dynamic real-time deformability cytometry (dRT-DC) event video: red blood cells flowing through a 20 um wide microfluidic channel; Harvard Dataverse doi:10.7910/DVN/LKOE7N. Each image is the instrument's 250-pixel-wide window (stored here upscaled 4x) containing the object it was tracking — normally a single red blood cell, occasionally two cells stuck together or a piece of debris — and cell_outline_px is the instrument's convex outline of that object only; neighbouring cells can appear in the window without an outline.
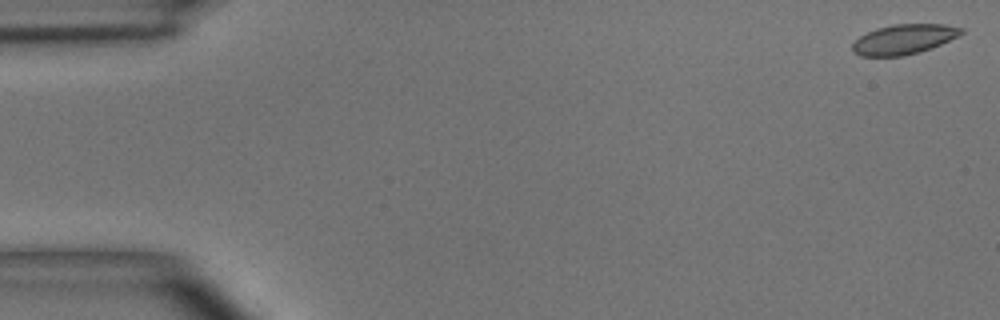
{"species": "common noctule bat (a hibernating species)", "species_latin": "Nyctalus noctula", "temperature_condition": "room temperature", "stored_images_in_passage": 4, "camera_frame_rate_fps": 3000, "um_per_image_px": 0.085, "animal": {"sex": "male", "body_mass_g": 15.6}, "frame": {"image": 1, "passage_image": 1, "time_ms": 0.0, "image_size_px": [1000, 320], "cell_outline_px": [[964, 32], [932, 48], [920, 52], [904, 56], [860, 56], [852, 52], [852, 44], [860, 36], [876, 28], [892, 24], [944, 24], [964, 28]], "centroid_in_image_um": [76.8, 3.34], "position_along_channel_um": 8.2, "area_um2": 18.96}}
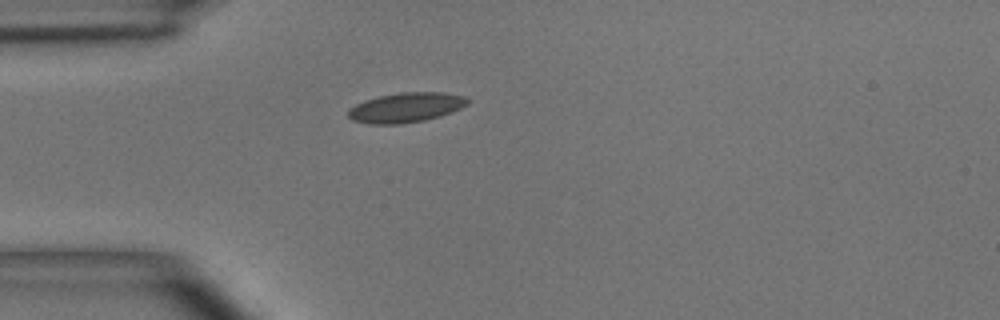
{"frame": {"image": 2, "passage_image": 4, "time_ms": 4.333, "image_size_px": [1000, 320], "cell_outline_px": [[468, 104], [452, 112], [440, 116], [424, 120], [400, 124], [368, 124], [352, 120], [348, 116], [348, 112], [356, 104], [364, 100], [380, 96], [400, 92], [444, 92], [464, 96], [468, 100]], "centroid_in_image_um": [34.51, 9.14], "position_along_channel_um": 50.5, "area_um2": 20.63}}